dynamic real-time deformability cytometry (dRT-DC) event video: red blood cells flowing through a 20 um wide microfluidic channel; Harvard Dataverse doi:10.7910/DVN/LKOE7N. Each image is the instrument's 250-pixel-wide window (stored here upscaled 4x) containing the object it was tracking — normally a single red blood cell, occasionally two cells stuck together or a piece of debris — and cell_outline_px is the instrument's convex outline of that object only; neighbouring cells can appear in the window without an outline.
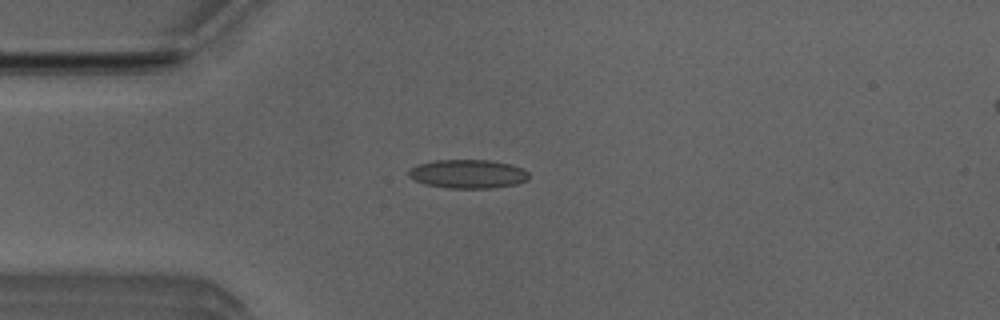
{"species": "Egyptian fruit bat (a non-hibernating species)", "species_latin": "Rousettus aegyptiacus", "temperature_condition": "room temperature", "stored_images_in_passage": 1, "camera_frame_rate_fps": 3000, "um_per_image_px": 0.085, "animal": {"sex": "male"}, "frame": {"image": 1, "passage_image": 1, "time_ms": 0.0, "image_size_px": [1000, 320], "cell_outline_px": [[528, 180], [516, 184], [492, 188], [448, 188], [424, 184], [408, 176], [408, 168], [416, 164], [436, 160], [492, 160], [512, 164], [524, 168], [528, 172]], "centroid_in_image_um": [39.77, 14.77], "position_along_channel_um": 45.2, "area_um2": 20.4}}